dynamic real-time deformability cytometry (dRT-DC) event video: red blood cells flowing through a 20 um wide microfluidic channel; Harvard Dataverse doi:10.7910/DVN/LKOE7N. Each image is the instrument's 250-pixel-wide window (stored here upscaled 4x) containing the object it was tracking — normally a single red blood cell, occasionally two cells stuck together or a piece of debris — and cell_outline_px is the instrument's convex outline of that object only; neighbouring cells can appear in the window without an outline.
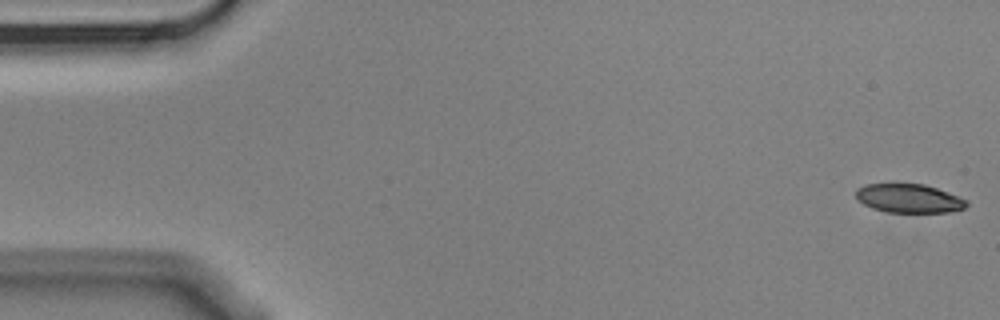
{"species": "Egyptian fruit bat (a non-hibernating species)", "species_latin": "Rousettus aegyptiacus", "temperature_condition": "cold", "stored_images_in_passage": 5, "camera_frame_rate_fps": 3000, "um_per_image_px": 0.085, "animal": {"sex": "male"}, "frame": {"image": 1, "passage_image": 1, "time_ms": 0.0, "image_size_px": [1000, 320], "cell_outline_px": [[968, 204], [964, 208], [948, 212], [888, 212], [872, 208], [864, 204], [856, 196], [856, 188], [864, 184], [924, 184], [948, 192], [968, 200]], "centroid_in_image_um": [77.26, 16.86], "position_along_channel_um": 7.7, "area_um2": 18.44}}
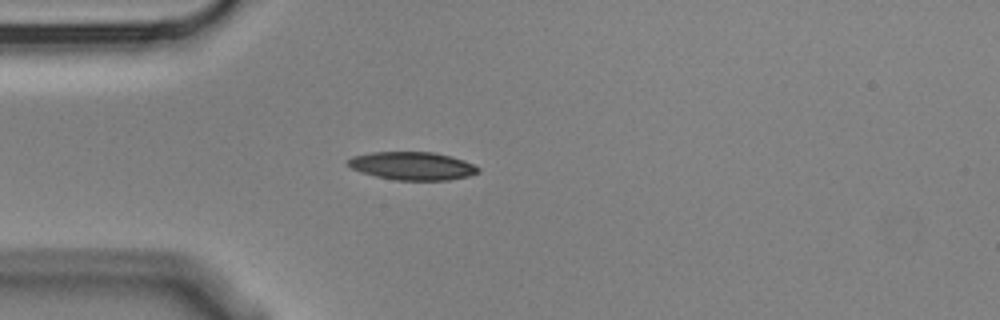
{"frame": {"image": 2, "passage_image": 5, "time_ms": 1.333, "image_size_px": [1000, 320], "cell_outline_px": [[480, 172], [468, 176], [448, 180], [396, 180], [376, 176], [360, 172], [352, 168], [348, 164], [348, 160], [352, 156], [372, 152], [432, 152], [452, 156], [464, 160], [480, 168]], "centroid_in_image_um": [35.07, 14.1], "position_along_channel_um": 49.9, "area_um2": 21.27}}